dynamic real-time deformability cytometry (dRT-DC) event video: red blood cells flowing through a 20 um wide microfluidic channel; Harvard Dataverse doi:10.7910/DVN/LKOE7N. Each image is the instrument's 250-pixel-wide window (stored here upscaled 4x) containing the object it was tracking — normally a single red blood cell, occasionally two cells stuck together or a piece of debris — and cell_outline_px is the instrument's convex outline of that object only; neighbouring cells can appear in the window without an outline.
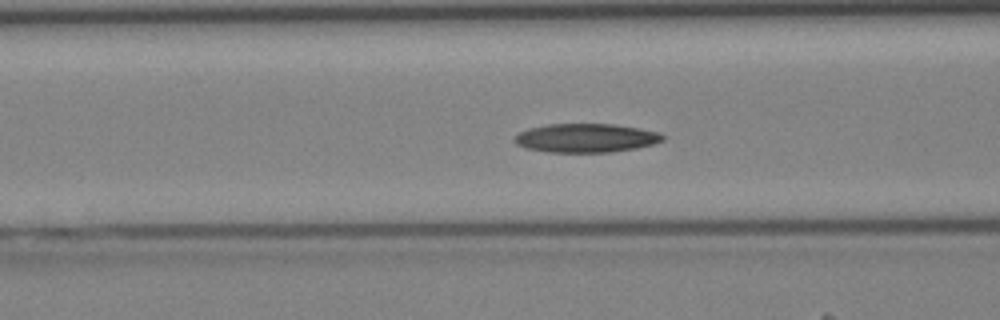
{"species": "Egyptian fruit bat (a non-hibernating species)", "species_latin": "Rousettus aegyptiacus", "temperature_condition": "cold", "stored_images_in_passage": 34, "camera_frame_rate_fps": 3000, "um_per_image_px": 0.085, "animal": {"sex": "female"}, "frame": {"image": 1, "passage_image": 14, "time_ms": 4.333, "image_size_px": [1000, 320], "cell_outline_px": [[664, 140], [652, 144], [636, 148], [608, 152], [548, 152], [524, 148], [516, 144], [512, 140], [520, 132], [528, 128], [548, 124], [612, 124], [640, 128], [660, 132], [664, 136]], "centroid_in_image_um": [49.79, 11.73], "position_along_channel_um": 116.8, "area_um2": 24.91}}
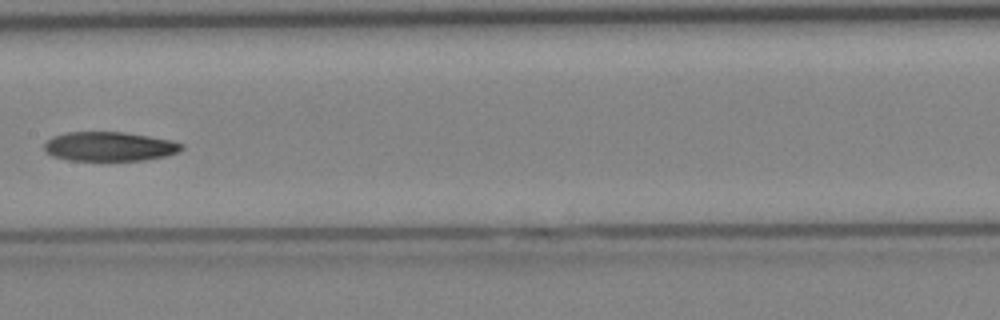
{"frame": {"image": 2, "passage_image": 19, "time_ms": 6.0, "image_size_px": [1000, 320], "cell_outline_px": [[184, 148], [176, 152], [164, 156], [144, 160], [68, 160], [52, 156], [44, 148], [44, 144], [52, 136], [68, 132], [124, 132], [172, 140], [184, 144]], "centroid_in_image_um": [9.3, 12.44], "position_along_channel_um": 198.1, "area_um2": 23.29}}
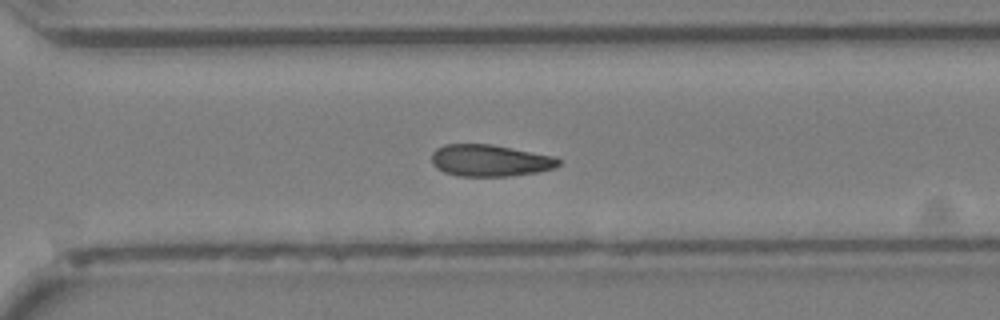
{"frame": {"image": 3, "passage_image": 27, "time_ms": 8.667, "image_size_px": [1000, 320], "cell_outline_px": [[560, 164], [556, 168], [536, 172], [508, 176], [456, 176], [444, 172], [436, 168], [432, 164], [432, 152], [436, 148], [444, 144], [492, 144], [556, 156], [560, 160]], "centroid_in_image_um": [41.65, 13.64], "position_along_channel_um": 329.0, "area_um2": 23.76}}